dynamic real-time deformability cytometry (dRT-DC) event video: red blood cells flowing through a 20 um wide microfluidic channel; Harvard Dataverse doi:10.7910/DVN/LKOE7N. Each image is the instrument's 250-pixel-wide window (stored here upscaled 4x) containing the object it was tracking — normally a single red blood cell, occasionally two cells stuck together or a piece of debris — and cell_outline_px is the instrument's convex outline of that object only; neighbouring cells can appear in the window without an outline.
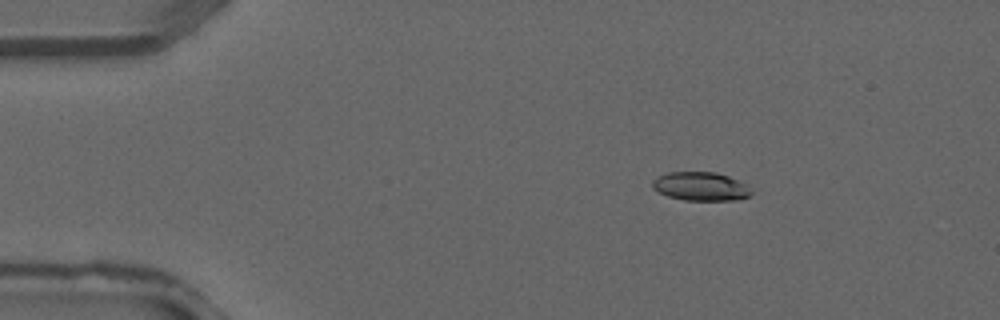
{"species": "common noctule bat (a hibernating species)", "species_latin": "Nyctalus noctula", "temperature_condition": "warm", "stored_images_in_passage": 2, "camera_frame_rate_fps": 3000, "um_per_image_px": 0.085, "animal": {"sex": "male", "forearm_length_mm": 52.5}, "frame": {"image": 1, "passage_image": 1, "time_ms": 0.0, "image_size_px": [1000, 320], "cell_outline_px": [[752, 192], [748, 196], [736, 200], [684, 200], [668, 196], [652, 188], [652, 180], [668, 172], [716, 172], [728, 176], [744, 184]], "centroid_in_image_um": [59.53, 15.84], "position_along_channel_um": 25.5, "area_um2": 16.24}}
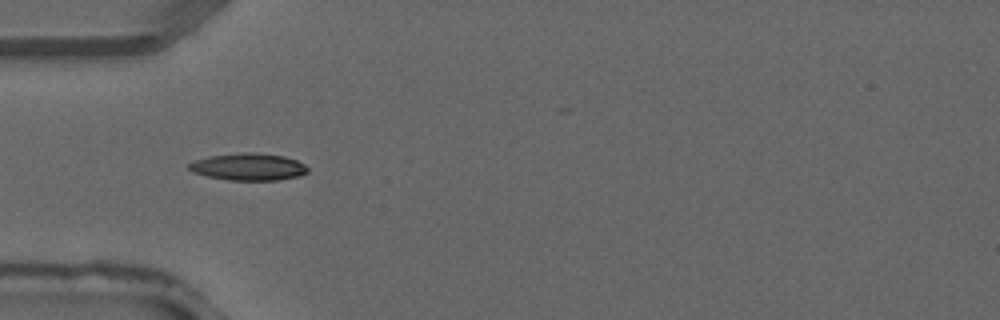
{"frame": {"image": 2, "passage_image": 2, "time_ms": 0.333, "image_size_px": [1000, 320], "cell_outline_px": [[308, 172], [300, 176], [276, 180], [228, 180], [208, 176], [192, 172], [188, 168], [188, 164], [196, 160], [208, 156], [244, 152], [256, 152], [284, 156], [296, 160], [304, 164], [308, 168]], "centroid_in_image_um": [21.13, 14.17], "position_along_channel_um": 63.9, "area_um2": 18.79}}